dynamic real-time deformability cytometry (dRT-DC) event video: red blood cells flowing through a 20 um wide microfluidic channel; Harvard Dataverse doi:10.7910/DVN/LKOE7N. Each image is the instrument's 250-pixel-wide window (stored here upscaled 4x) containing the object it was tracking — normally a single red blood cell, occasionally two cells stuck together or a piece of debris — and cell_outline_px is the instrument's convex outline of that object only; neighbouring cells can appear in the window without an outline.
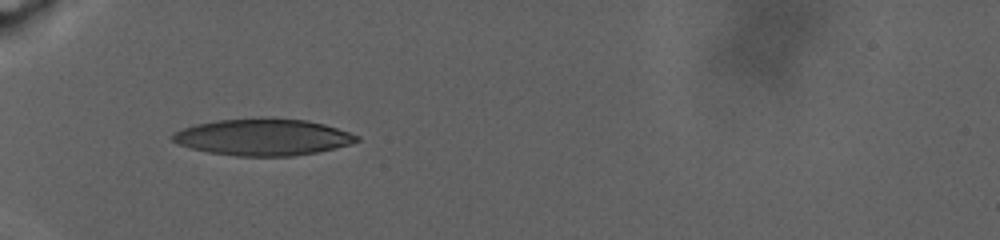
{"species": "human", "species_latin": "Homo sapiens", "temperature_condition": "warm", "stored_images_in_passage": 86, "camera_frame_rate_fps": 3000, "um_per_image_px": 0.085, "donor": {"sex": "male"}, "frame": {"image": 1, "passage_image": 1, "time_ms": 0.0, "image_size_px": [1000, 240], "cell_outline_px": [[360, 140], [348, 144], [316, 152], [292, 156], [236, 156], [208, 152], [176, 144], [172, 140], [172, 136], [176, 132], [184, 128], [196, 124], [220, 120], [308, 120], [324, 124], [360, 136]], "centroid_in_image_um": [22.34, 11.69], "position_along_channel_um": 62.7, "area_um2": 38.15}}
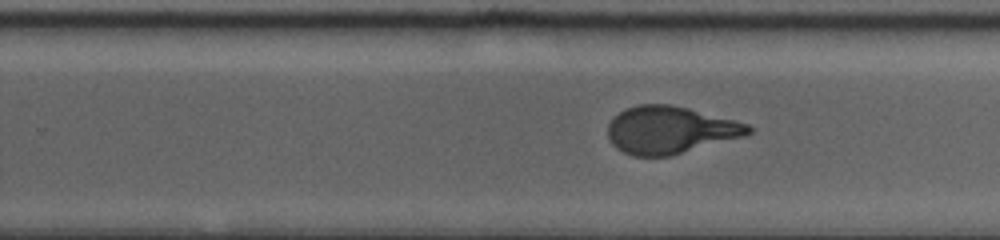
{"frame": {"image": 2, "passage_image": 47, "time_ms": 9.667, "image_size_px": [1000, 240], "cell_outline_px": [[752, 132], [744, 136], [672, 156], [632, 156], [616, 148], [612, 144], [608, 136], [608, 124], [624, 108], [640, 104], [672, 104], [688, 108], [748, 124], [752, 128]], "centroid_in_image_um": [56.94, 11.05], "position_along_channel_um": 272.9, "area_um2": 38.73}}
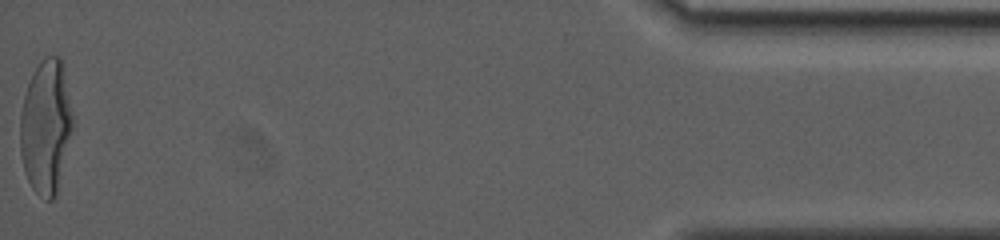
{"frame": {"image": 3, "passage_image": 86, "time_ms": 19.667, "image_size_px": [1000, 240], "cell_outline_px": [[72, 128], [56, 196], [52, 200], [48, 200], [36, 192], [32, 188], [24, 172], [20, 152], [20, 112], [24, 96], [32, 72], [40, 60], [44, 56], [60, 56], [64, 60], [72, 116]], "centroid_in_image_um": [3.89, 10.7], "position_along_channel_um": 431.3, "area_um2": 41.21}, "authors_computed_cell_mechanics": {"area_um2": 39.1306, "velocity_mm_per_s": 2.3269, "shape_relaxation_time_tau1_ms": 8.763, "shape_relaxation_time_tau2_ms": null, "deformation_change_tau1": 0.2744, "deformation_change_tau2": null}}